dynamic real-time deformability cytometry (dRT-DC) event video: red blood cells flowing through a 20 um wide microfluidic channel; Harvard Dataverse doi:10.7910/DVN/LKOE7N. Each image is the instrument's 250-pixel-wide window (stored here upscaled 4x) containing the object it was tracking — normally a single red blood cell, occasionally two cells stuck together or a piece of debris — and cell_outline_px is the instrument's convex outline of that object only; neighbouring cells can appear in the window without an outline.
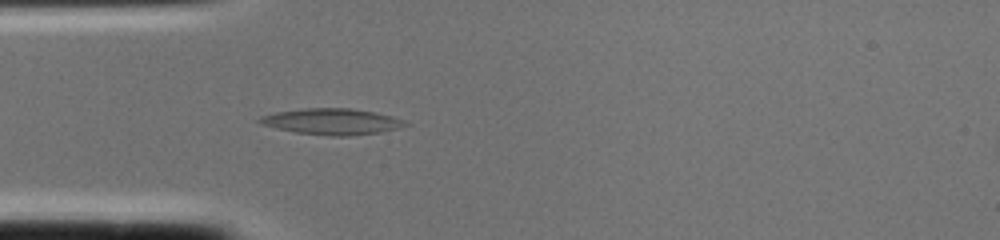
{"species": "common noctule bat (a hibernating species)", "species_latin": "Nyctalus noctula", "temperature_condition": "cold", "stored_images_in_passage": 3, "segment_of_instrument_passage": [1, 2], "camera_frame_rate_fps": 3000, "um_per_image_px": 0.085, "animal": {"sex": "female", "body_mass_g": 22.0, "forearm_length_mm": 56.7}, "frame": {"image": 1, "passage_image": 2, "time_ms": 0.333, "image_size_px": [1000, 240], "cell_outline_px": [[412, 124], [380, 132], [348, 136], [332, 136], [296, 132], [276, 128], [260, 124], [256, 120], [260, 116], [276, 112], [304, 108], [352, 108], [376, 112], [392, 116], [404, 120]], "centroid_in_image_um": [28.21, 10.32], "position_along_channel_um": 56.8, "area_um2": 22.2}}